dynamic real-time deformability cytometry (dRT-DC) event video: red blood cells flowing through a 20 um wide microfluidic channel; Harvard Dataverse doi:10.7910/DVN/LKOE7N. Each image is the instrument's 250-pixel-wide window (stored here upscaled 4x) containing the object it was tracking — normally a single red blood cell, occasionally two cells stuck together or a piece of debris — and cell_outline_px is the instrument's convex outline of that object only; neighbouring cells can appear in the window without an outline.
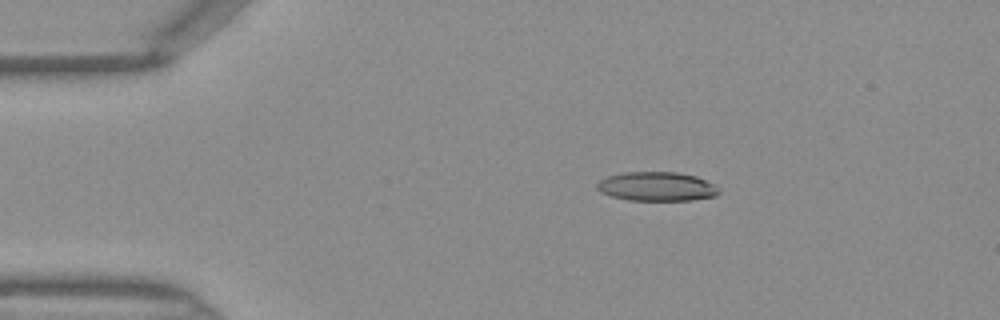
{"species": "Egyptian fruit bat (a non-hibernating species)", "species_latin": "Rousettus aegyptiacus", "temperature_condition": "warm", "stored_images_in_passage": 19, "camera_frame_rate_fps": 3000, "um_per_image_px": 0.085, "frame": {"image": 1, "passage_image": 1, "time_ms": 0.0, "image_size_px": [1000, 320], "cell_outline_px": [[720, 192], [716, 196], [692, 200], [628, 200], [612, 196], [600, 192], [596, 188], [596, 184], [600, 180], [608, 176], [624, 172], [676, 172], [696, 176], [716, 184], [720, 188]], "centroid_in_image_um": [55.86, 15.85], "position_along_channel_um": 29.1, "area_um2": 20.81}}
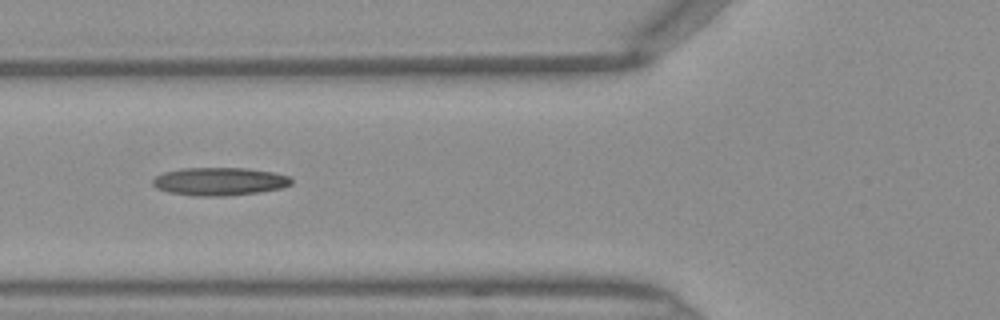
{"frame": {"image": 2, "passage_image": 10, "time_ms": 3.0, "image_size_px": [1000, 320], "cell_outline_px": [[292, 184], [280, 188], [260, 192], [224, 196], [192, 196], [168, 192], [156, 188], [152, 184], [152, 180], [156, 176], [164, 172], [184, 168], [248, 168], [272, 172], [288, 176], [292, 180]], "centroid_in_image_um": [18.63, 15.43], "position_along_channel_um": 107.2, "area_um2": 22.66}}
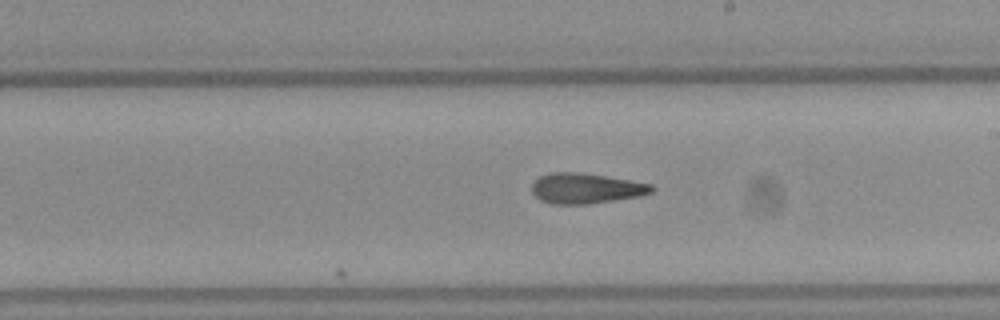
{"frame": {"image": 3, "passage_image": 19, "time_ms": 6.0, "image_size_px": [1000, 320], "cell_outline_px": [[656, 188], [652, 192], [640, 196], [588, 204], [552, 204], [540, 200], [532, 192], [532, 184], [540, 176], [552, 172], [580, 172], [652, 184]], "centroid_in_image_um": [49.8, 16.01], "position_along_channel_um": 239.2, "area_um2": 21.1}}